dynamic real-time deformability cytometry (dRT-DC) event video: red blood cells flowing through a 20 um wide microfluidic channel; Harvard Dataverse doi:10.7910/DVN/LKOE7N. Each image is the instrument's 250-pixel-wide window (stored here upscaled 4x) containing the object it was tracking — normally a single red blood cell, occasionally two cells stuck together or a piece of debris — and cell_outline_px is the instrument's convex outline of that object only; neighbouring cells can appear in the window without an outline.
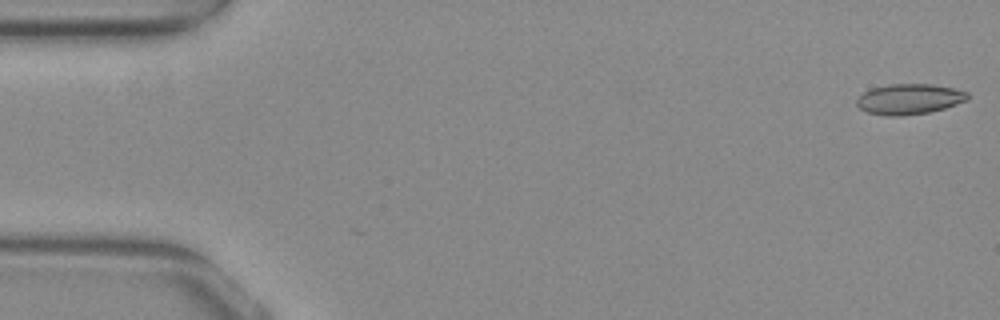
{"species": "common noctule bat (a hibernating species)", "species_latin": "Nyctalus noctula", "temperature_condition": "warm", "stored_images_in_passage": 9, "camera_frame_rate_fps": 3000, "um_per_image_px": 0.085, "animal": {"sex": "female", "body_mass_g": 29.2, "forearm_length_mm": 56.3}, "frame": {"image": 1, "passage_image": 1, "time_ms": 0.0, "image_size_px": [1000, 320], "cell_outline_px": [[968, 100], [944, 108], [928, 112], [900, 116], [888, 116], [868, 112], [860, 108], [856, 104], [856, 100], [864, 92], [872, 88], [888, 84], [932, 84], [956, 88], [968, 92]], "centroid_in_image_um": [77.3, 8.41], "position_along_channel_um": 7.7, "area_um2": 19.65}}